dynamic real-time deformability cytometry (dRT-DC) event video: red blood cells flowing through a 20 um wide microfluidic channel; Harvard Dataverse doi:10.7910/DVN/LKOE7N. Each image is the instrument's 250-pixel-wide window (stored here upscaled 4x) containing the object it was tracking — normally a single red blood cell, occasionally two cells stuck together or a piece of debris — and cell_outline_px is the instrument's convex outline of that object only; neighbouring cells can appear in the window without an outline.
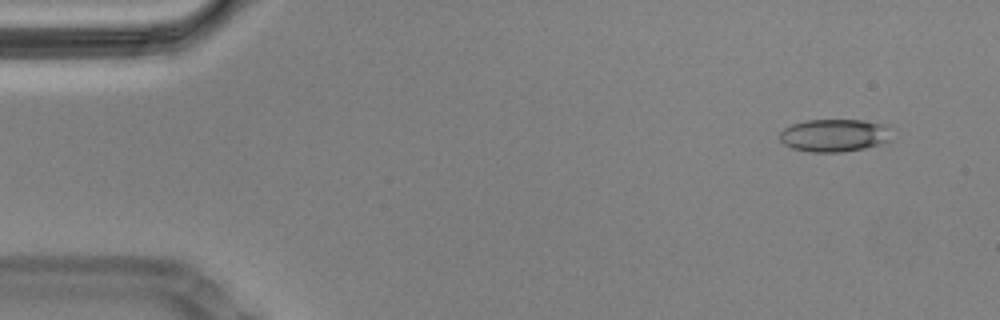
{"species": "Egyptian fruit bat (a non-hibernating species)", "species_latin": "Rousettus aegyptiacus", "temperature_condition": "cold", "stored_images_in_passage": 57, "camera_frame_rate_fps": 3000, "um_per_image_px": 0.085, "animal": {"sex": "male"}, "frame": {"image": 1, "passage_image": 4, "time_ms": 1.0, "image_size_px": [1000, 320], "cell_outline_px": [[892, 140], [884, 144], [864, 148], [840, 152], [812, 152], [792, 148], [784, 144], [780, 140], [780, 132], [784, 128], [792, 124], [804, 120], [864, 120], [888, 124]], "centroid_in_image_um": [70.97, 11.5], "position_along_channel_um": 14.0, "area_um2": 21.68}}
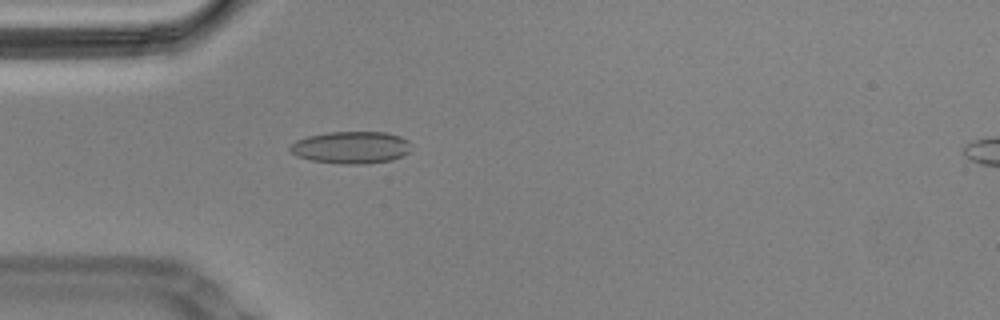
{"frame": {"image": 2, "passage_image": 16, "time_ms": 5.0, "image_size_px": [1000, 320], "cell_outline_px": [[408, 152], [392, 160], [360, 164], [340, 164], [312, 160], [296, 156], [288, 148], [296, 140], [308, 136], [328, 132], [384, 132], [400, 136], [408, 140]], "centroid_in_image_um": [29.8, 12.53], "position_along_channel_um": 55.2, "area_um2": 22.48}}
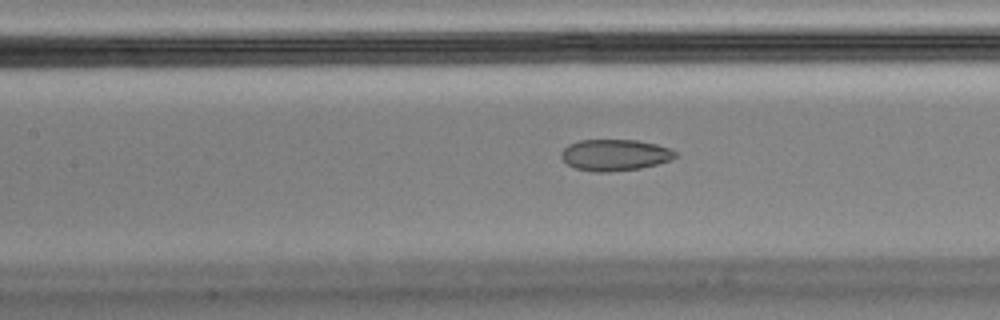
{"frame": {"image": 3, "passage_image": 25, "time_ms": 8.0, "image_size_px": [1000, 320], "cell_outline_px": [[676, 156], [672, 160], [640, 168], [608, 172], [592, 172], [576, 168], [568, 164], [560, 156], [560, 152], [568, 144], [580, 140], [636, 140], [656, 144], [668, 148], [676, 152]], "centroid_in_image_um": [52.24, 13.17], "position_along_channel_um": 155.2, "area_um2": 20.81}, "authors_computed_cell_mechanics": {"area_um2": 21.8484, "velocity_mm_per_s": 3.466, "shape_relaxation_time_tau1_ms": null, "shape_relaxation_time_tau2_ms": 1.7857, "deformation_change_tau1": null, "deformation_change_tau2": 0.0686}}